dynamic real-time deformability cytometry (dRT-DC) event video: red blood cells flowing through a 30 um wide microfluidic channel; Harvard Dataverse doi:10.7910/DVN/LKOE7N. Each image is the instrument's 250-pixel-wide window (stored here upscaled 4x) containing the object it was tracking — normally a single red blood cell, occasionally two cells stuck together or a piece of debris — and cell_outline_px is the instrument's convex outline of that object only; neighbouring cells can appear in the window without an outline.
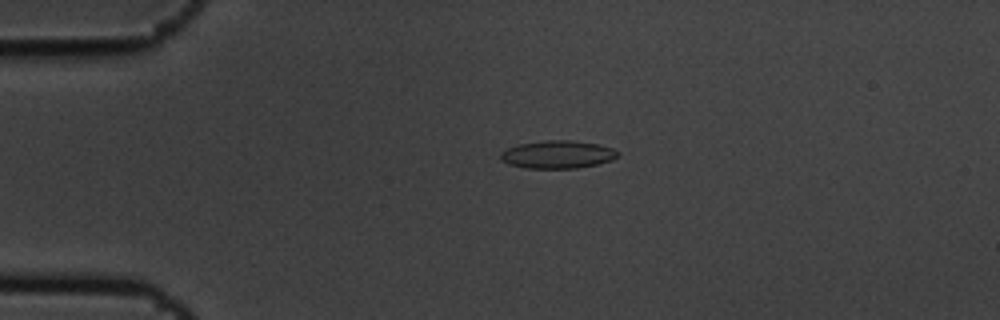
{"species": "common noctule bat (a hibernating species)", "species_latin": "Nyctalus noctula", "temperature_condition": "cold", "stored_images_in_passage": 5, "camera_frame_rate_fps": 3000, "um_per_image_px": 0.085, "animal": {"sex": "male", "body_mass_g": 19.5, "forearm_length_mm": 54.6}, "frame": {"image": 1, "passage_image": 4, "time_ms": 1.0, "image_size_px": [1000, 320], "cell_outline_px": [[620, 156], [612, 160], [596, 164], [576, 168], [524, 168], [508, 164], [500, 160], [500, 152], [508, 148], [520, 144], [544, 140], [572, 140], [600, 144], [612, 148], [620, 152]], "centroid_in_image_um": [47.41, 13.13], "position_along_channel_um": 37.6, "area_um2": 19.19}}